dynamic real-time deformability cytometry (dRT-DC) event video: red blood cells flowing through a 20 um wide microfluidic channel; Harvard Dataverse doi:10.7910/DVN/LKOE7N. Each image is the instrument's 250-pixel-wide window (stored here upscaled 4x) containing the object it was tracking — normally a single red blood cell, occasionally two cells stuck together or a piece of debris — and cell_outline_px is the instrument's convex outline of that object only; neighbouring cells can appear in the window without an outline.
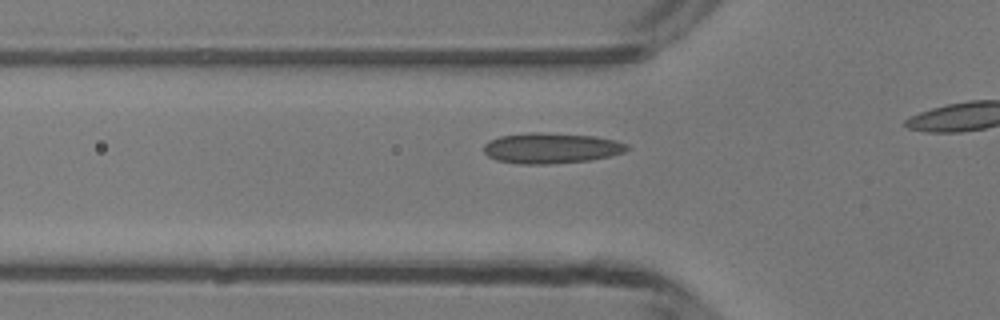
{"species": "common noctule bat (a hibernating species)", "species_latin": "Nyctalus noctula", "temperature_condition": "room temperature", "stored_images_in_passage": 9, "camera_frame_rate_fps": 3000, "um_per_image_px": 0.085, "animal": {"sex": "male", "body_mass_g": 13.3}, "frame": {"image": 1, "passage_image": 4, "time_ms": 1.0, "image_size_px": [1000, 320], "cell_outline_px": [[632, 148], [624, 152], [612, 156], [592, 160], [548, 164], [520, 164], [496, 160], [488, 156], [484, 152], [484, 144], [500, 136], [532, 132], [540, 132], [592, 136], [616, 140], [628, 144]], "centroid_in_image_um": [46.9, 12.6], "position_along_channel_um": 78.9, "area_um2": 25.61}}
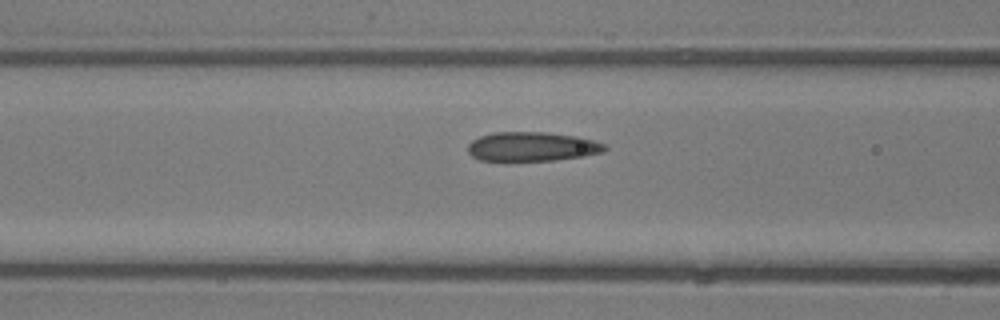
{"frame": {"image": 2, "passage_image": 7, "time_ms": 2.0, "image_size_px": [1000, 320], "cell_outline_px": [[608, 148], [604, 152], [584, 156], [556, 160], [480, 160], [472, 156], [468, 152], [468, 144], [472, 140], [480, 136], [496, 132], [544, 132], [576, 136], [608, 144]], "centroid_in_image_um": [45.26, 12.46], "position_along_channel_um": 121.3, "area_um2": 23.29}}